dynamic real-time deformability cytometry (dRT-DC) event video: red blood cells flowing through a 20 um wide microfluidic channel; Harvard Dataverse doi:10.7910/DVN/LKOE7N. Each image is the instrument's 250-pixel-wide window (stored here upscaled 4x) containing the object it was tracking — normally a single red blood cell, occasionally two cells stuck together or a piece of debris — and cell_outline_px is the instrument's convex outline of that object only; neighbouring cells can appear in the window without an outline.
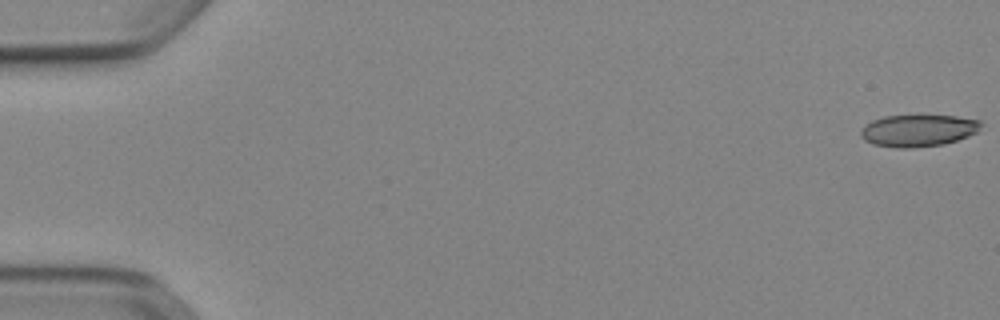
{"species": "Egyptian fruit bat (a non-hibernating species)", "species_latin": "Rousettus aegyptiacus", "temperature_condition": "cold", "stored_images_in_passage": 52, "camera_frame_rate_fps": 3000, "um_per_image_px": 0.085, "animal": {"sex": "female"}, "frame": {"image": 1, "passage_image": 1, "time_ms": 0.0, "image_size_px": [1000, 320], "cell_outline_px": [[980, 124], [976, 132], [968, 136], [944, 144], [912, 148], [896, 148], [872, 144], [864, 140], [860, 136], [860, 132], [864, 124], [872, 120], [884, 116], [956, 116], [980, 120]], "centroid_in_image_um": [77.98, 11.1], "position_along_channel_um": 7.0, "area_um2": 22.31}}
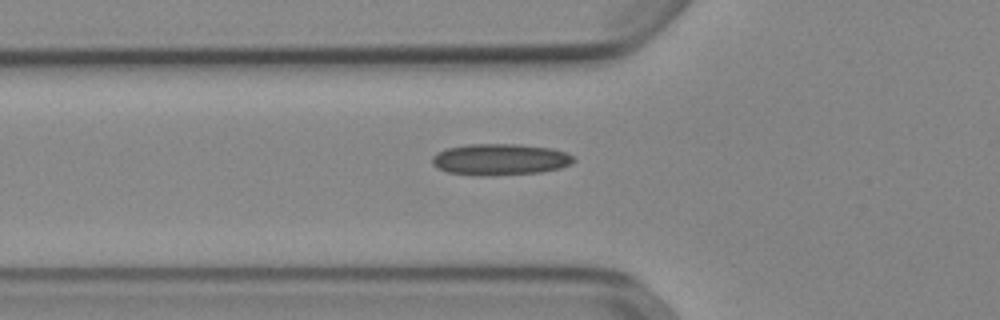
{"frame": {"image": 2, "passage_image": 19, "time_ms": 6.0, "image_size_px": [1000, 320], "cell_outline_px": [[576, 160], [560, 168], [540, 172], [492, 176], [480, 176], [448, 172], [436, 168], [432, 164], [432, 156], [436, 152], [448, 148], [468, 144], [520, 144], [552, 148], [564, 152], [572, 156]], "centroid_in_image_um": [42.46, 13.55], "position_along_channel_um": 83.3, "area_um2": 26.01}}
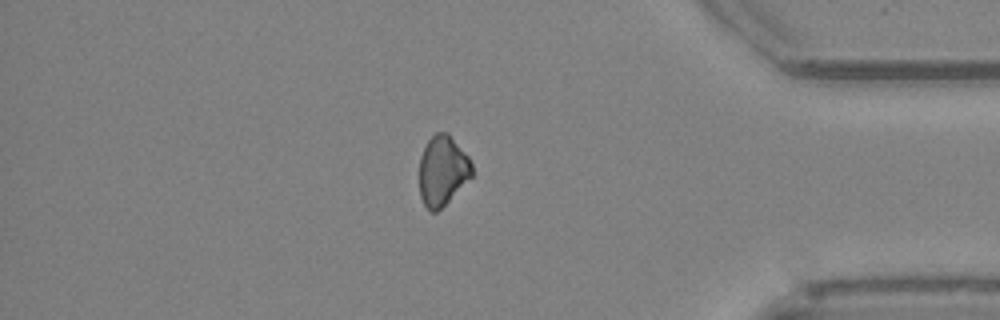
{"frame": {"image": 3, "passage_image": 45, "time_ms": 14.667, "image_size_px": [1000, 320], "cell_outline_px": [[472, 176], [436, 212], [432, 212], [424, 204], [420, 196], [420, 156], [428, 140], [436, 132], [448, 132], [468, 156], [472, 164]], "centroid_in_image_um": [37.61, 14.47], "position_along_channel_um": 397.6, "area_um2": 21.1}}